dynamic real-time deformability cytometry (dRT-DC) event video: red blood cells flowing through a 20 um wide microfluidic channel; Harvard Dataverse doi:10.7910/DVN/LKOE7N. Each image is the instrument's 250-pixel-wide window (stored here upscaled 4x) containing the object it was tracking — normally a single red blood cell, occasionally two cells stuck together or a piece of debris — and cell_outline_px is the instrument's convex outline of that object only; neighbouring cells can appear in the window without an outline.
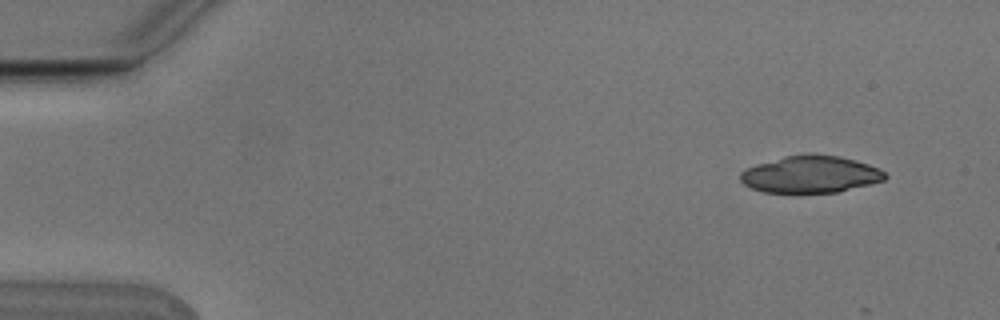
{"species": "Egyptian fruit bat (a non-hibernating species)", "species_latin": "Rousettus aegyptiacus", "temperature_condition": "cold", "stored_images_in_passage": 7, "camera_frame_rate_fps": 3000, "um_per_image_px": 0.085, "animal": {"sex": "male"}, "frame": {"image": 1, "passage_image": 1, "time_ms": 0.0, "image_size_px": [1000, 320], "cell_outline_px": [[888, 176], [884, 180], [836, 192], [764, 192], [752, 188], [744, 184], [740, 180], [740, 172], [744, 168], [756, 164], [784, 156], [840, 156], [868, 164], [880, 168]], "centroid_in_image_um": [68.86, 14.83], "position_along_channel_um": 16.1, "area_um2": 30.52}}